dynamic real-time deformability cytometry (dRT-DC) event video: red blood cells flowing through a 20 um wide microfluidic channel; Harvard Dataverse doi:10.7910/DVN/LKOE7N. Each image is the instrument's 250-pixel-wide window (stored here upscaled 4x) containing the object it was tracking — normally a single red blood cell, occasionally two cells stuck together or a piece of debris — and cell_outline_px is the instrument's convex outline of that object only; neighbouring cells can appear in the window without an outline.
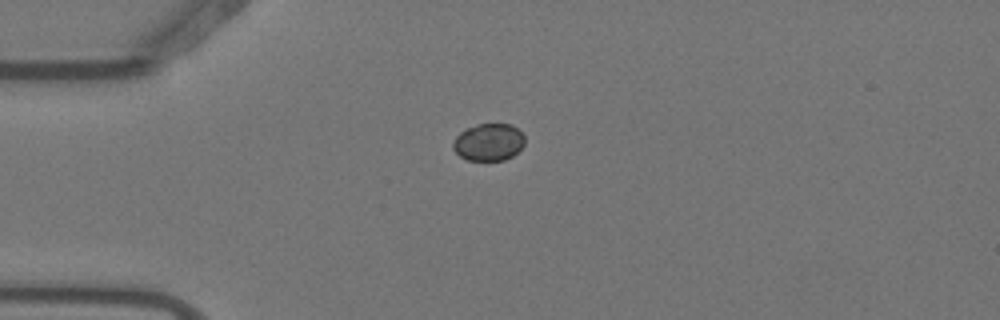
{"species": "Egyptian fruit bat (a non-hibernating species)", "species_latin": "Rousettus aegyptiacus", "temperature_condition": "warm", "stored_images_in_passage": 7, "camera_frame_rate_fps": 3000, "um_per_image_px": 0.085, "animal": {"sex": "female"}, "frame": {"image": 1, "passage_image": 1, "time_ms": 0.0, "image_size_px": [1000, 320], "cell_outline_px": [[524, 144], [512, 156], [504, 160], [468, 160], [460, 156], [452, 148], [452, 144], [456, 136], [460, 132], [476, 124], [512, 124], [524, 136]], "centroid_in_image_um": [41.52, 12.08], "position_along_channel_um": 43.5, "area_um2": 15.43}}
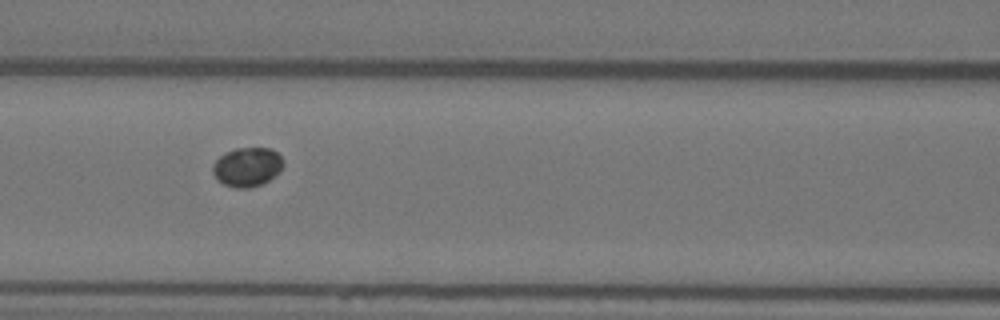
{"frame": {"image": 2, "passage_image": 4, "time_ms": 1.0, "image_size_px": [1000, 320], "cell_outline_px": [[284, 164], [280, 172], [268, 180], [260, 184], [248, 188], [236, 188], [224, 184], [216, 180], [212, 172], [212, 164], [224, 152], [236, 148], [272, 148], [284, 160]], "centroid_in_image_um": [21.0, 14.18], "position_along_channel_um": 145.6, "area_um2": 16.24}}
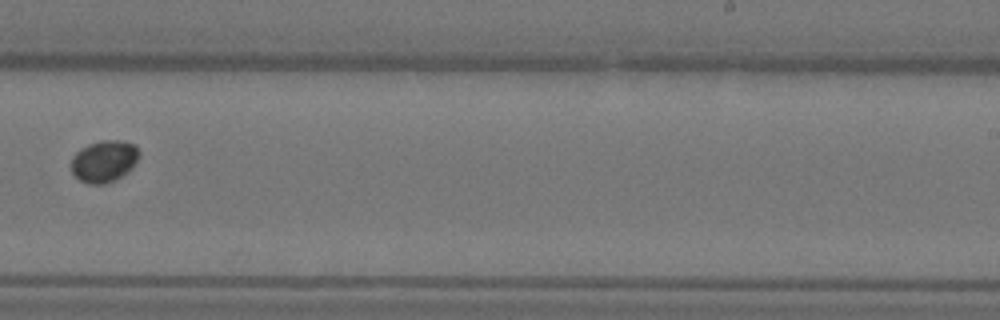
{"frame": {"image": 3, "passage_image": 7, "time_ms": 2.0, "image_size_px": [1000, 320], "cell_outline_px": [[140, 156], [132, 168], [128, 172], [104, 184], [88, 184], [80, 180], [72, 172], [72, 156], [80, 148], [88, 144], [100, 140], [124, 140], [136, 144], [140, 152]], "centroid_in_image_um": [8.87, 13.67], "position_along_channel_um": 280.1, "area_um2": 16.7}}